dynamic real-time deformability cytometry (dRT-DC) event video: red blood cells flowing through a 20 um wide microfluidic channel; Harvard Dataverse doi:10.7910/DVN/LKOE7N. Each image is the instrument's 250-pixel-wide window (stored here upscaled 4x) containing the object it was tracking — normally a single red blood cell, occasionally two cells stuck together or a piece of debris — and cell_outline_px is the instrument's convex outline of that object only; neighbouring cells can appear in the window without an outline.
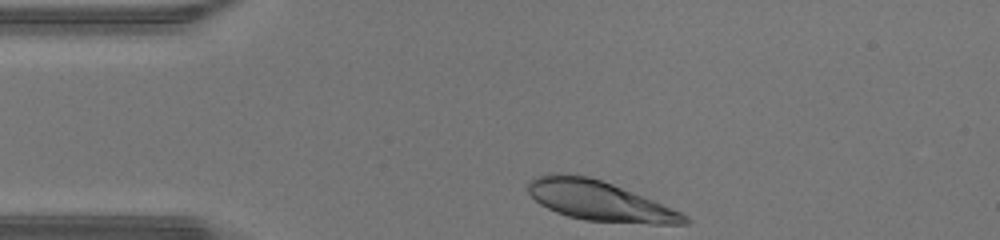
{"species": "human", "species_latin": "Homo sapiens", "temperature_condition": "warm", "stored_images_in_passage": 28, "camera_frame_rate_fps": 3000, "um_per_image_px": 0.085, "donor": {"sex": "male"}, "frame": {"image": 1, "passage_image": 1, "time_ms": 0.0, "image_size_px": [1000, 240], "cell_outline_px": [[692, 220], [688, 224], [652, 224], [584, 220], [568, 216], [556, 212], [540, 204], [528, 192], [528, 180], [536, 176], [588, 176], [612, 184], [672, 208], [688, 216]], "centroid_in_image_um": [51.0, 17.12], "position_along_channel_um": 34.0, "area_um2": 35.32}}
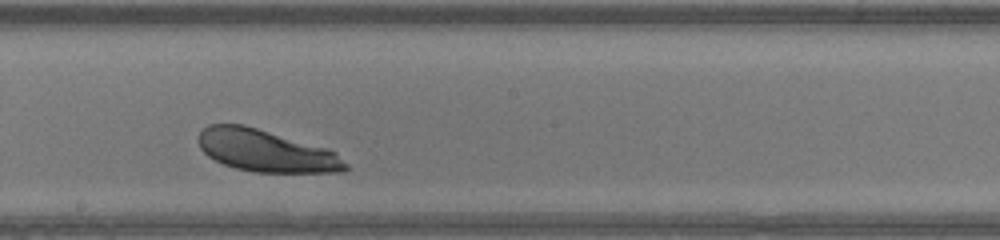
{"frame": {"image": 2, "passage_image": 17, "time_ms": 5.333, "image_size_px": [1000, 240], "cell_outline_px": [[352, 168], [344, 172], [256, 172], [236, 168], [224, 164], [208, 156], [200, 148], [200, 132], [208, 124], [244, 124], [328, 148], [336, 152]], "centroid_in_image_um": [22.67, 12.82], "position_along_channel_um": 225.5, "area_um2": 36.07}}
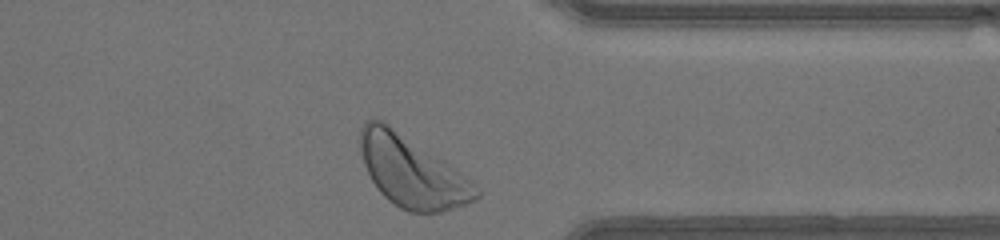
{"frame": {"image": 3, "passage_image": 28, "time_ms": 9.0, "image_size_px": [1000, 240], "cell_outline_px": [[480, 196], [476, 200], [440, 212], [408, 212], [400, 208], [388, 200], [380, 192], [372, 180], [364, 164], [360, 148], [360, 128], [364, 120], [384, 120], [456, 168], [472, 180], [476, 184], [480, 192]], "centroid_in_image_um": [35.02, 14.57], "position_along_channel_um": 376.4, "area_um2": 48.03}, "authors_computed_cell_mechanics": {"area_um2": 37.0787, "velocity_mm_per_s": 4.3317, "shape_relaxation_time_tau1_ms": 1.8905, "shape_relaxation_time_tau2_ms": null, "deformation_change_tau1": 0.1381, "deformation_change_tau2": null}}